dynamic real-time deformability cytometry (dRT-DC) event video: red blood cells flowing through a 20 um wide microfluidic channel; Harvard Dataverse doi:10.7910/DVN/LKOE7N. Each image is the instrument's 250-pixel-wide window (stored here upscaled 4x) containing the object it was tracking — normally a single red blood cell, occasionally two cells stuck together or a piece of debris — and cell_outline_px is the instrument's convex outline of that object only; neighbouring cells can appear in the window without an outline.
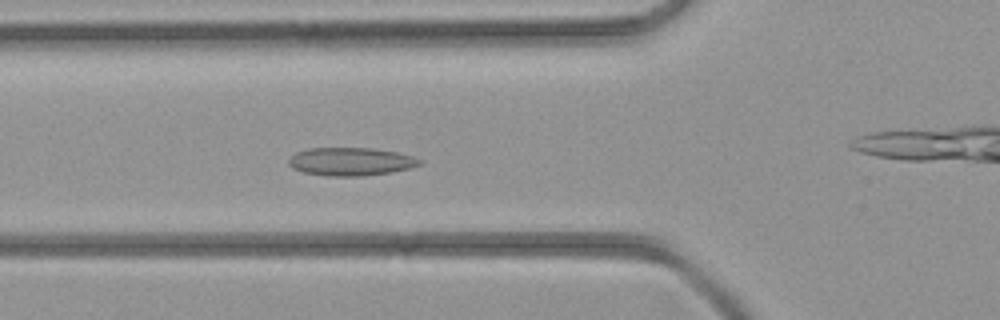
{"species": "common noctule bat (a hibernating species)", "species_latin": "Nyctalus noctula", "temperature_condition": "room temperature", "stored_images_in_passage": 41, "camera_frame_rate_fps": 3000, "um_per_image_px": 0.085, "animal": {"sex": "female", "body_mass_g": 21.9}, "frame": {"image": 1, "passage_image": 12, "time_ms": 3.667, "image_size_px": [1000, 320], "cell_outline_px": [[424, 164], [412, 168], [392, 172], [364, 176], [328, 176], [304, 172], [292, 168], [288, 164], [288, 160], [296, 152], [308, 148], [372, 148], [396, 152], [412, 156], [424, 160]], "centroid_in_image_um": [29.87, 13.74], "position_along_channel_um": 95.9, "area_um2": 21.68}}
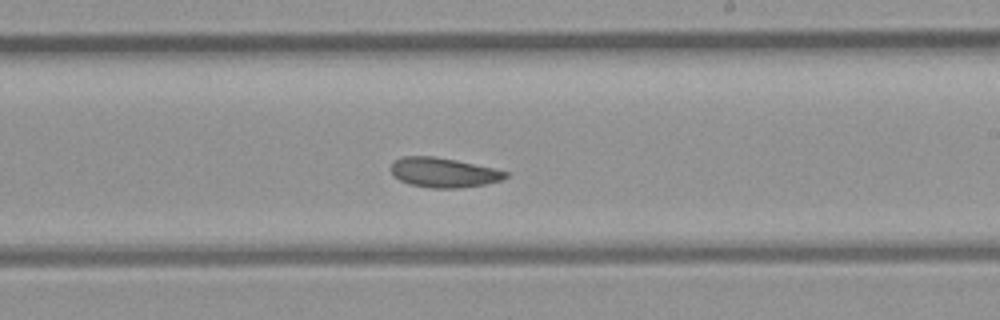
{"frame": {"image": 2, "passage_image": 22, "time_ms": 7.0, "image_size_px": [1000, 320], "cell_outline_px": [[508, 176], [504, 180], [484, 184], [460, 188], [432, 188], [408, 184], [400, 180], [388, 168], [396, 160], [404, 156], [432, 156], [456, 160], [496, 168], [508, 172]], "centroid_in_image_um": [37.74, 14.67], "position_along_channel_um": 251.3, "area_um2": 19.88}}
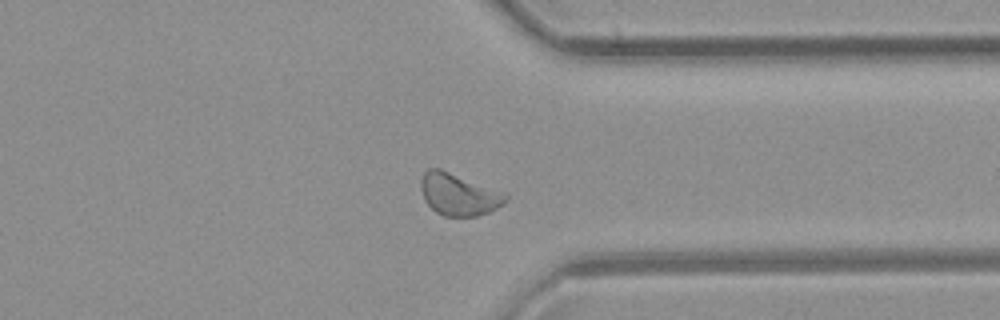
{"frame": {"image": 3, "passage_image": 30, "time_ms": 9.667, "image_size_px": [1000, 320], "cell_outline_px": [[508, 200], [504, 204], [488, 212], [476, 216], [444, 216], [436, 212], [424, 200], [420, 188], [420, 180], [424, 172], [428, 168], [440, 168], [508, 192]], "centroid_in_image_um": [39.02, 16.5], "position_along_channel_um": 372.4, "area_um2": 21.21}}